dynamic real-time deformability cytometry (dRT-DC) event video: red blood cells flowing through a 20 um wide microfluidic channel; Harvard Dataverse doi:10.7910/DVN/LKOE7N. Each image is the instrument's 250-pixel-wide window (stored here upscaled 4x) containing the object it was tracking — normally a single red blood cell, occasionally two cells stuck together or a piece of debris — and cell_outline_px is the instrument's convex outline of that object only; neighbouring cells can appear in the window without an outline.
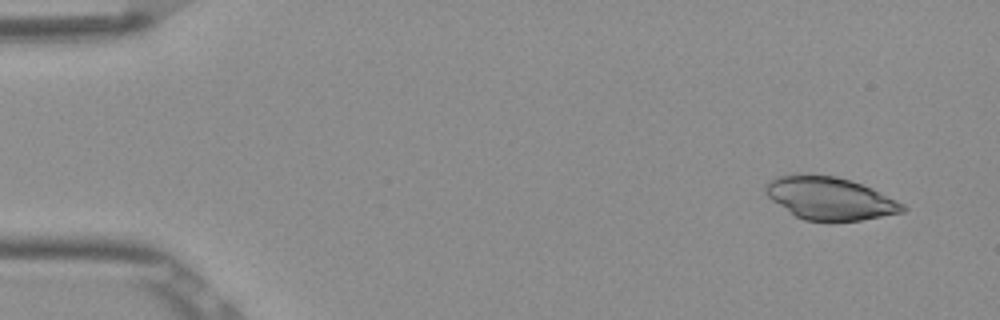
{"species": "Egyptian fruit bat (a non-hibernating species)", "species_latin": "Rousettus aegyptiacus", "temperature_condition": "room temperature", "stored_images_in_passage": 8, "camera_frame_rate_fps": 3000, "um_per_image_px": 0.085, "frame": {"image": 1, "passage_image": 1, "time_ms": 0.0, "image_size_px": [1000, 320], "cell_outline_px": [[908, 208], [904, 212], [860, 220], [804, 220], [796, 216], [772, 200], [764, 192], [764, 184], [776, 176], [836, 176], [852, 180], [872, 188], [904, 204]], "centroid_in_image_um": [70.56, 16.87], "position_along_channel_um": 14.4, "area_um2": 33.41}}
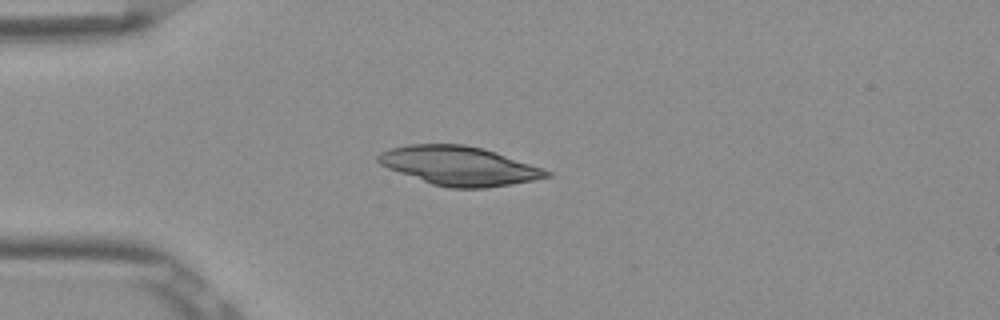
{"frame": {"image": 2, "passage_image": 4, "time_ms": 1.0, "image_size_px": [1000, 320], "cell_outline_px": [[552, 176], [512, 184], [488, 188], [448, 188], [432, 184], [388, 168], [380, 164], [376, 160], [376, 156], [380, 152], [388, 148], [408, 144], [464, 144], [484, 148], [544, 168], [552, 172]], "centroid_in_image_um": [39.03, 14.09], "position_along_channel_um": 46.0, "area_um2": 38.44}}